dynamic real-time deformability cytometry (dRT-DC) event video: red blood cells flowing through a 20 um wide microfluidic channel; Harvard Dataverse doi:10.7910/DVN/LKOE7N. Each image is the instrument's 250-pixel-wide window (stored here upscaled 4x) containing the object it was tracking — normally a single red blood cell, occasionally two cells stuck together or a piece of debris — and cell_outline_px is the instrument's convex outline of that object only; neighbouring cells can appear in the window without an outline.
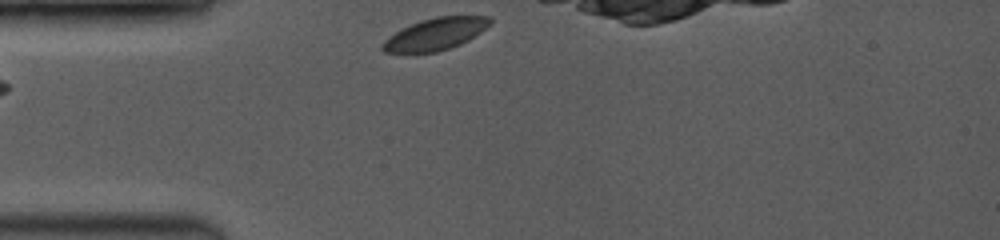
{"species": "common noctule bat (a hibernating species)", "species_latin": "Nyctalus noctula", "temperature_condition": "room temperature", "stored_images_in_passage": 11, "camera_frame_rate_fps": 3500, "um_per_image_px": 0.085, "animal": {"sex": "female", "body_mass_g": 19.0, "forearm_length_mm": 53.3}, "frame": {"image": 1, "passage_image": 1, "time_ms": 0.0, "image_size_px": [1000, 240], "cell_outline_px": [[492, 24], [468, 40], [460, 44], [436, 52], [384, 52], [380, 48], [380, 44], [388, 36], [420, 20], [436, 16], [492, 16]], "centroid_in_image_um": [37.02, 2.88], "position_along_channel_um": 48.0, "area_um2": 19.94}}
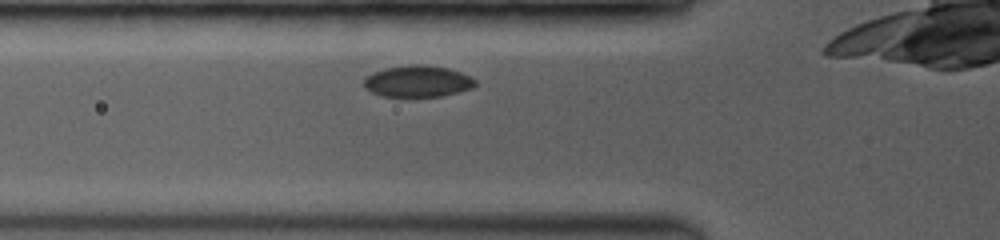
{"frame": {"image": 2, "passage_image": 6, "time_ms": 1.429, "image_size_px": [1000, 240], "cell_outline_px": [[476, 84], [472, 88], [440, 96], [380, 96], [372, 92], [364, 84], [364, 76], [372, 72], [384, 68], [412, 64], [424, 64], [448, 68], [460, 72], [476, 80]], "centroid_in_image_um": [35.47, 6.89], "position_along_channel_um": 90.3, "area_um2": 20.35}}
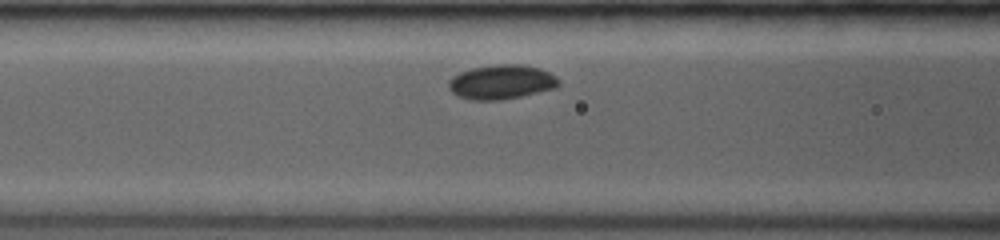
{"frame": {"image": 3, "passage_image": 9, "time_ms": 2.286, "image_size_px": [1000, 240], "cell_outline_px": [[560, 84], [556, 88], [520, 96], [500, 100], [472, 100], [460, 96], [452, 92], [448, 88], [448, 80], [452, 76], [460, 72], [472, 68], [496, 64], [520, 64], [540, 68], [556, 76], [560, 80]], "centroid_in_image_um": [42.62, 6.96], "position_along_channel_um": 124.0, "area_um2": 22.08}}